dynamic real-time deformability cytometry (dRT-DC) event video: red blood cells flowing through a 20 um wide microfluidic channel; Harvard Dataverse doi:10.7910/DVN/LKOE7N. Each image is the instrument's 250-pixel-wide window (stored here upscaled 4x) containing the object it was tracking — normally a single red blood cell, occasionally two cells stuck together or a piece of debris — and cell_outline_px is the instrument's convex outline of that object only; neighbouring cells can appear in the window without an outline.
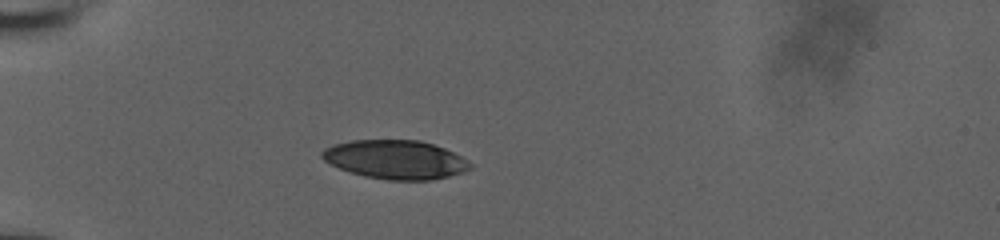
{"species": "human", "species_latin": "Homo sapiens", "temperature_condition": "room temperature", "stored_images_in_passage": 39, "camera_frame_rate_fps": 3000, "um_per_image_px": 0.085, "donor": {"sex": "male"}, "frame": {"image": 1, "passage_image": 1, "time_ms": 0.0, "image_size_px": [1000, 240], "cell_outline_px": [[472, 168], [448, 176], [432, 180], [388, 180], [364, 176], [340, 168], [324, 160], [320, 156], [320, 152], [324, 148], [332, 144], [352, 140], [420, 140], [444, 148], [460, 156], [472, 164]], "centroid_in_image_um": [33.58, 13.55], "position_along_channel_um": 51.4, "area_um2": 33.35}}
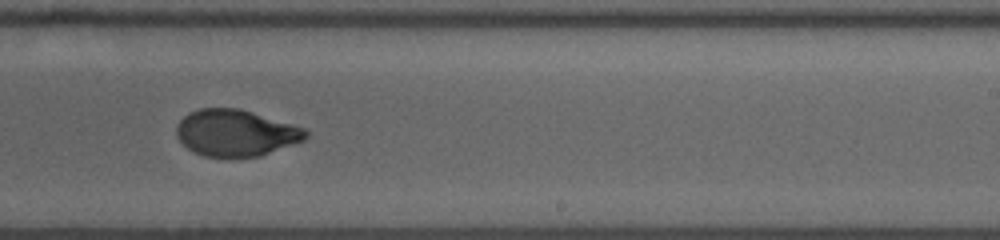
{"frame": {"image": 2, "passage_image": 20, "time_ms": 6.333, "image_size_px": [1000, 240], "cell_outline_px": [[308, 136], [304, 140], [260, 156], [232, 160], [204, 156], [192, 152], [176, 136], [176, 124], [188, 112], [200, 108], [240, 108], [292, 124], [304, 128], [308, 132]], "centroid_in_image_um": [20.01, 11.33], "position_along_channel_um": 269.0, "area_um2": 35.72}}
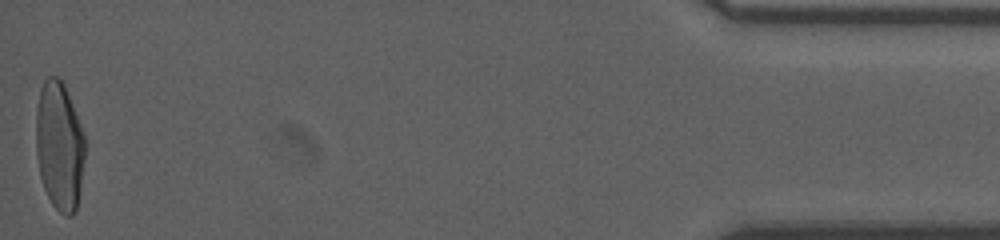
{"frame": {"image": 3, "passage_image": 39, "time_ms": 12.667, "image_size_px": [1000, 240], "cell_outline_px": [[84, 160], [80, 188], [76, 212], [72, 216], [64, 216], [52, 204], [44, 188], [40, 176], [36, 156], [36, 108], [40, 88], [44, 80], [48, 76], [56, 76], [64, 84], [80, 124], [84, 136]], "centroid_in_image_um": [5.03, 12.42], "position_along_channel_um": 430.2, "area_um2": 36.76}, "authors_computed_cell_mechanics": {"area_um2": 35.9516, "velocity_mm_per_s": 3.8559, "shape_relaxation_time_tau1_ms": 7.4653, "shape_relaxation_time_tau2_ms": 0.9714, "deformation_change_tau1": 0.2719, "deformation_change_tau2": 0.0522}}